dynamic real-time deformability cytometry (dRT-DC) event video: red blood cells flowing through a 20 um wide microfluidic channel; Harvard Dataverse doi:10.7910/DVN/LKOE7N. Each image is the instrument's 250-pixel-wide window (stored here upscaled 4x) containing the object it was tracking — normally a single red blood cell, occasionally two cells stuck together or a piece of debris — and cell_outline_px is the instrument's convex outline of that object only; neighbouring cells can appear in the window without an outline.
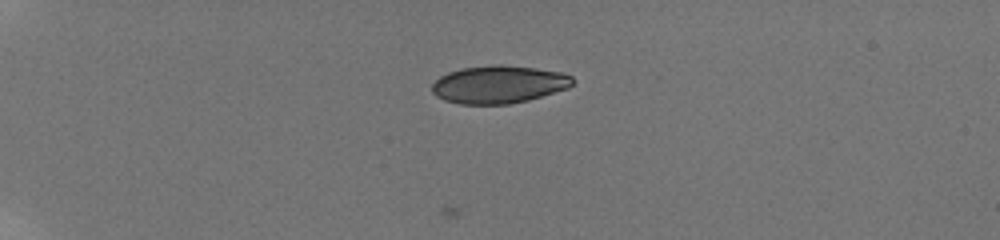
{"species": "human", "species_latin": "Homo sapiens", "temperature_condition": "room temperature", "stored_images_in_passage": 45, "camera_frame_rate_fps": 3000, "um_per_image_px": 0.085, "donor": {"sex": "male"}, "frame": {"image": 1, "passage_image": 1, "time_ms": 0.0, "image_size_px": [1000, 240], "cell_outline_px": [[572, 84], [568, 88], [528, 100], [508, 104], [460, 104], [444, 100], [436, 96], [432, 92], [432, 84], [440, 76], [448, 72], [460, 68], [492, 64], [500, 64], [536, 68], [560, 72], [572, 76]], "centroid_in_image_um": [42.36, 7.17], "position_along_channel_um": 42.6, "area_um2": 30.98}}
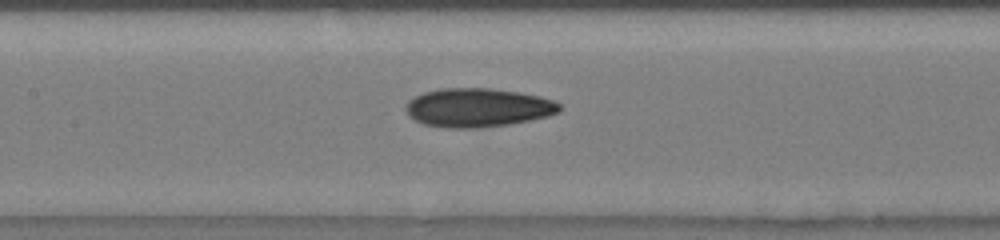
{"frame": {"image": 2, "passage_image": 16, "time_ms": 5.0, "image_size_px": [1000, 240], "cell_outline_px": [[560, 112], [548, 116], [508, 124], [480, 128], [448, 128], [424, 124], [408, 116], [408, 100], [424, 92], [440, 88], [492, 88], [520, 92], [540, 96], [552, 100], [560, 104]], "centroid_in_image_um": [40.63, 9.14], "position_along_channel_um": 166.8, "area_um2": 34.62}}
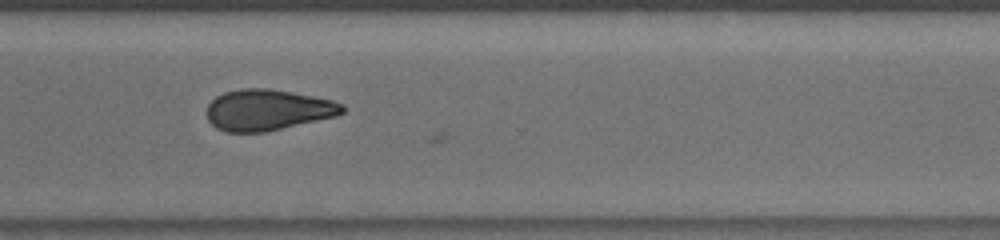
{"frame": {"image": 3, "passage_image": 31, "time_ms": 9.667, "image_size_px": [1000, 240], "cell_outline_px": [[344, 112], [336, 116], [264, 132], [224, 132], [216, 128], [208, 120], [208, 104], [216, 96], [224, 92], [240, 88], [268, 88], [292, 92], [332, 100], [340, 104], [344, 108]], "centroid_in_image_um": [22.72, 9.34], "position_along_channel_um": 347.9, "area_um2": 32.19}, "authors_computed_cell_mechanics": {"area_um2": 32.3102, "velocity_mm_per_s": 3.8894, "shape_relaxation_time_tau1_ms": 7.8904, "shape_relaxation_time_tau2_ms": 3.4865, "deformation_change_tau1": 0.1418, "deformation_change_tau2": 0.082}}